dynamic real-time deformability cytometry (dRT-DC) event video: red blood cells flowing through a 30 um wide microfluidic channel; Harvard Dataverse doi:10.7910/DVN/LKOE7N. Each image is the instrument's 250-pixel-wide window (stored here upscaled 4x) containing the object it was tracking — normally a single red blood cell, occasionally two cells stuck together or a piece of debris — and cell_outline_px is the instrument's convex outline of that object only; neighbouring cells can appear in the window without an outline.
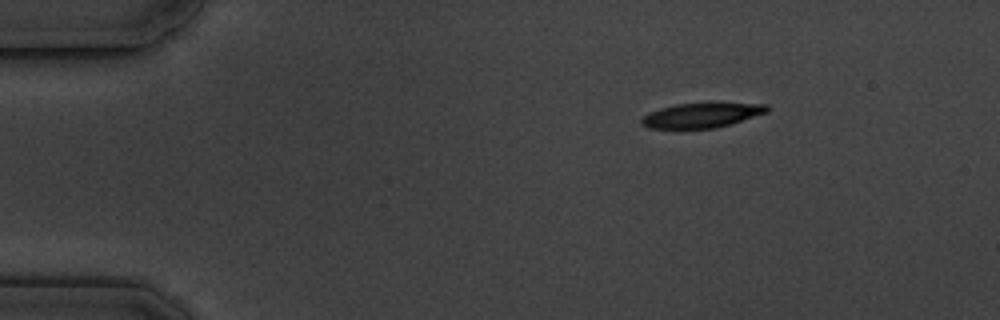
{"species": "common noctule bat (a hibernating species)", "species_latin": "Nyctalus noctula", "temperature_condition": "cold", "stored_images_in_passage": 3, "camera_frame_rate_fps": 3000, "um_per_image_px": 0.085, "animal": {"sex": "male", "body_mass_g": 19.5, "forearm_length_mm": 54.6}, "frame": {"image": 1, "passage_image": 1, "time_ms": 0.0, "image_size_px": [1000, 320], "cell_outline_px": [[768, 112], [732, 124], [716, 128], [648, 128], [640, 124], [640, 120], [644, 116], [660, 108], [676, 104], [768, 104]], "centroid_in_image_um": [59.63, 9.82], "position_along_channel_um": 25.4, "area_um2": 17.69}}